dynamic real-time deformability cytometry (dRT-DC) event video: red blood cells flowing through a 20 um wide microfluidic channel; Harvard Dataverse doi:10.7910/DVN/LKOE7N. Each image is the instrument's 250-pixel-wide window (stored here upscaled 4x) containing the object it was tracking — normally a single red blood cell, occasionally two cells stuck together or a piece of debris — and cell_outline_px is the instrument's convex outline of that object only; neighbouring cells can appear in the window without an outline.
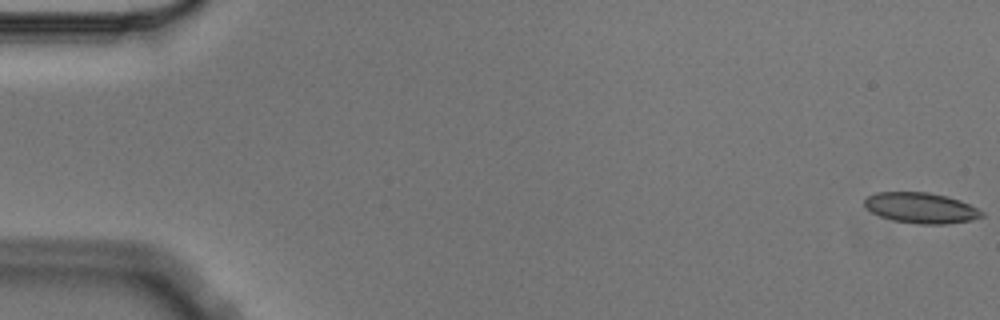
{"species": "Egyptian fruit bat (a non-hibernating species)", "species_latin": "Rousettus aegyptiacus", "temperature_condition": "cold", "stored_images_in_passage": 5, "camera_frame_rate_fps": 3000, "um_per_image_px": 0.085, "animal": {"sex": "male"}, "frame": {"image": 1, "passage_image": 1, "time_ms": 0.0, "image_size_px": [1000, 320], "cell_outline_px": [[984, 216], [972, 220], [944, 224], [920, 224], [892, 220], [880, 216], [872, 212], [864, 204], [864, 200], [868, 196], [876, 192], [928, 192], [948, 196], [960, 200], [984, 212]], "centroid_in_image_um": [78.29, 17.67], "position_along_channel_um": 6.7, "area_um2": 20.87}}
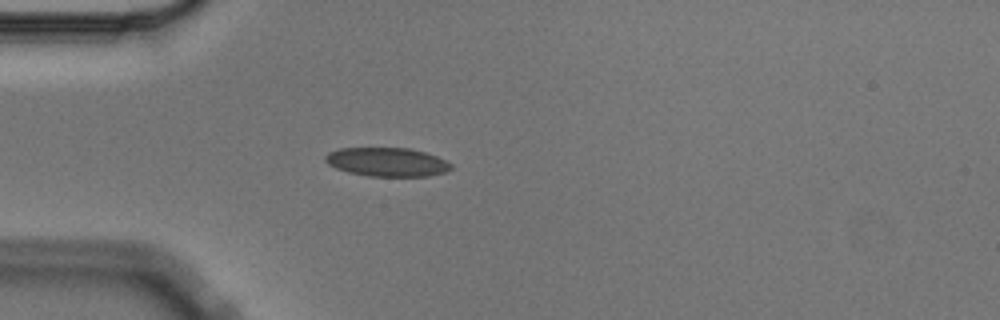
{"frame": {"image": 2, "passage_image": 5, "time_ms": 1.333, "image_size_px": [1000, 320], "cell_outline_px": [[452, 168], [444, 172], [428, 176], [368, 176], [348, 172], [336, 168], [328, 164], [324, 160], [324, 156], [328, 152], [340, 148], [408, 148], [424, 152], [436, 156], [452, 164]], "centroid_in_image_um": [32.86, 13.77], "position_along_channel_um": 52.1, "area_um2": 21.04}}